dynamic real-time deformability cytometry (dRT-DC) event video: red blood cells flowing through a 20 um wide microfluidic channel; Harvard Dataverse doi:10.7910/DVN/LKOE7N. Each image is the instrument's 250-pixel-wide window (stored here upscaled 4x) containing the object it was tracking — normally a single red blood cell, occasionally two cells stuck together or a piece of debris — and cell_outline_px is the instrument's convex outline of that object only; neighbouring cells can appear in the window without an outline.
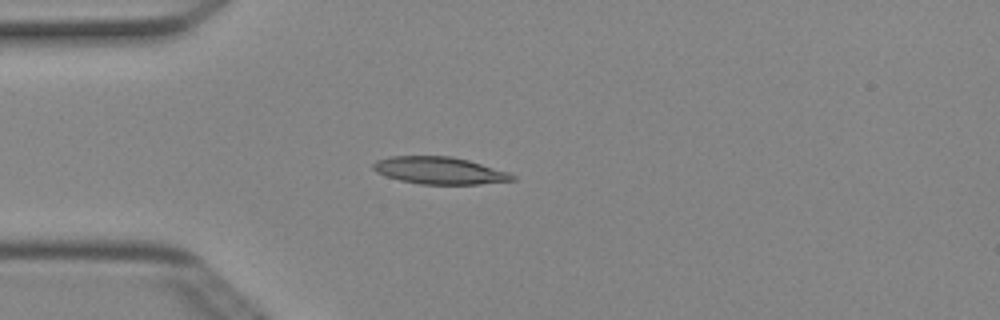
{"species": "Egyptian fruit bat (a non-hibernating species)", "species_latin": "Rousettus aegyptiacus", "temperature_condition": "cold", "stored_images_in_passage": 4, "camera_frame_rate_fps": 3000, "um_per_image_px": 0.085, "animal": {"sex": "female"}, "frame": {"image": 1, "passage_image": 3, "time_ms": 0.667, "image_size_px": [1000, 320], "cell_outline_px": [[516, 180], [480, 184], [420, 184], [400, 180], [376, 172], [372, 168], [372, 164], [376, 160], [392, 156], [452, 156], [468, 160], [508, 172], [516, 176]], "centroid_in_image_um": [37.36, 14.49], "position_along_channel_um": 47.6, "area_um2": 21.96}}